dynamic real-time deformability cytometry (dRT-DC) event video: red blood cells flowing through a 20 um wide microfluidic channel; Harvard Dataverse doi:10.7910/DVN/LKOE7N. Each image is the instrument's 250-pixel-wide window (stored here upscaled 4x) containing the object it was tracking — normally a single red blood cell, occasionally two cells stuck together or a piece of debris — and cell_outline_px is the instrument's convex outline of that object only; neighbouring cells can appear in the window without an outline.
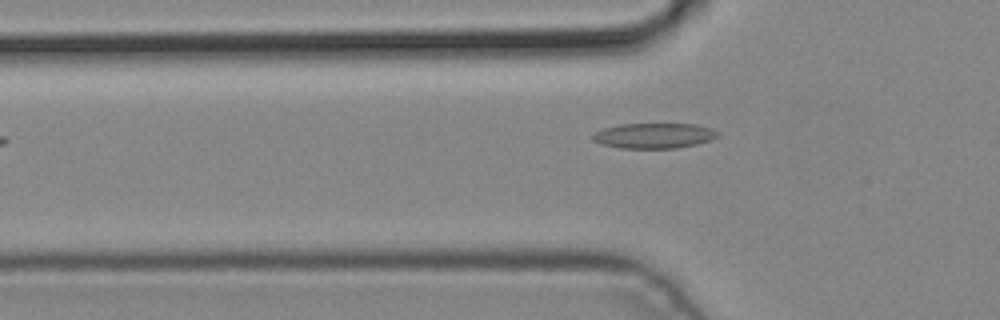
{"species": "common noctule bat (a hibernating species)", "species_latin": "Nyctalus noctula", "temperature_condition": "cold", "stored_images_in_passage": 4, "camera_frame_rate_fps": 3000, "um_per_image_px": 0.085, "animal": {"sex": "male", "body_mass_g": 19.2, "forearm_length_mm": 51.8}, "frame": {"image": 1, "passage_image": 4, "time_ms": 1.0, "image_size_px": [1000, 320], "cell_outline_px": [[720, 132], [716, 136], [708, 140], [696, 144], [676, 148], [620, 148], [600, 144], [592, 140], [592, 136], [596, 132], [604, 128], [620, 124], [696, 124], [712, 128]], "centroid_in_image_um": [55.57, 11.53], "position_along_channel_um": 70.2, "area_um2": 18.32}}